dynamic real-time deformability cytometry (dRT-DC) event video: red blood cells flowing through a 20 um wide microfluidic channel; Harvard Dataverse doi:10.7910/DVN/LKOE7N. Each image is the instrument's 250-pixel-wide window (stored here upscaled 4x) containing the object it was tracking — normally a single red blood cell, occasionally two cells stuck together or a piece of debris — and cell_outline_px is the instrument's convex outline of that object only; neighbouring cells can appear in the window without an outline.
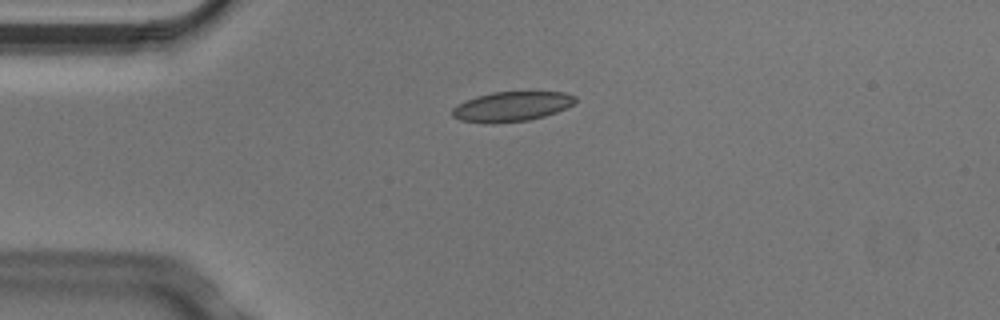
{"species": "Egyptian fruit bat (a non-hibernating species)", "species_latin": "Rousettus aegyptiacus", "temperature_condition": "cold", "stored_images_in_passage": 4, "camera_frame_rate_fps": 3000, "um_per_image_px": 0.085, "animal": {"sex": "male"}, "frame": {"image": 1, "passage_image": 4, "time_ms": 1.0, "image_size_px": [1000, 320], "cell_outline_px": [[576, 100], [568, 108], [544, 116], [528, 120], [496, 124], [484, 124], [460, 120], [452, 116], [452, 108], [456, 104], [476, 96], [492, 92], [564, 92], [576, 96]], "centroid_in_image_um": [43.46, 9.06], "position_along_channel_um": 41.5, "area_um2": 21.62}}